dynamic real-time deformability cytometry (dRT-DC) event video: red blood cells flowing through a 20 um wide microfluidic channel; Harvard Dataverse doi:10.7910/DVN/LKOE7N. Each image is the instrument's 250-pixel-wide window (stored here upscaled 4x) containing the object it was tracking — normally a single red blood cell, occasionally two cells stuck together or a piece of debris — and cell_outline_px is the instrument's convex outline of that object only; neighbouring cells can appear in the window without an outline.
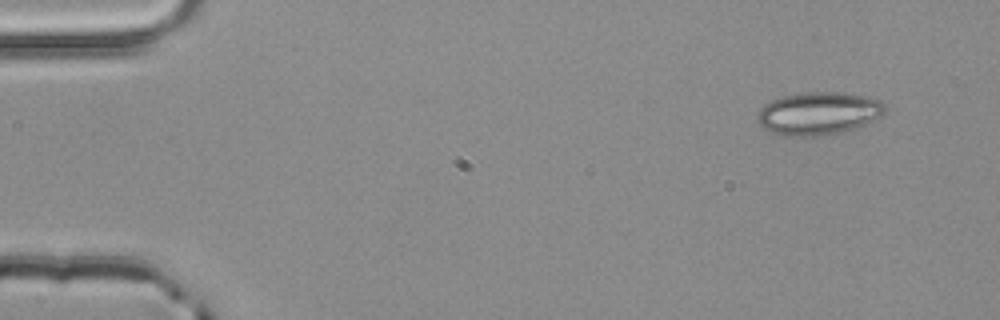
{"species": "common noctule bat (a hibernating species)", "species_latin": "Nyctalus noctula", "temperature_condition": "room temperature", "stored_images_in_passage": 3, "camera_frame_rate_fps": 3000, "um_per_image_px": 0.085, "animal": {"sex": "male", "body_mass_g": 20.4}, "frame": {"image": 1, "passage_image": 1, "time_ms": 0.0, "image_size_px": [1000, 320], "cell_outline_px": [[888, 108], [880, 116], [856, 128], [844, 132], [816, 136], [784, 136], [772, 132], [764, 128], [756, 120], [760, 108], [764, 104], [772, 100], [784, 96], [804, 92], [840, 92], [868, 96], [880, 100]], "centroid_in_image_um": [69.58, 9.63], "position_along_channel_um": 15.4, "area_um2": 31.96}}
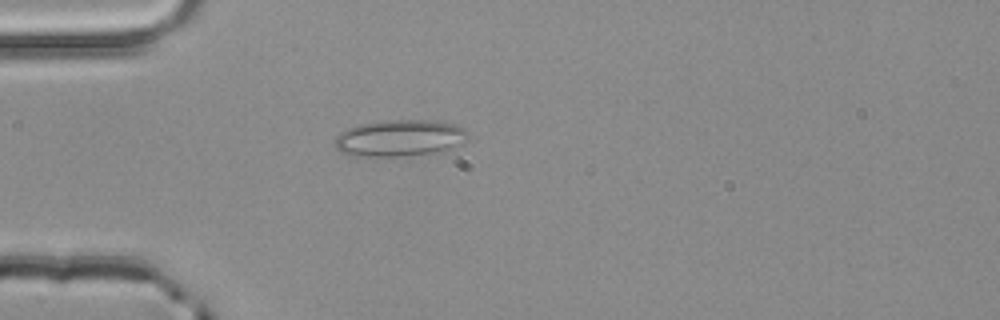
{"frame": {"image": 2, "passage_image": 3, "time_ms": 0.667, "image_size_px": [1000, 320], "cell_outline_px": [[468, 132], [460, 144], [448, 152], [404, 156], [352, 156], [340, 152], [336, 148], [336, 136], [340, 132], [356, 124], [384, 120], [436, 120], [456, 124], [464, 128]], "centroid_in_image_um": [33.99, 11.74], "position_along_channel_um": 51.0, "area_um2": 28.96}}